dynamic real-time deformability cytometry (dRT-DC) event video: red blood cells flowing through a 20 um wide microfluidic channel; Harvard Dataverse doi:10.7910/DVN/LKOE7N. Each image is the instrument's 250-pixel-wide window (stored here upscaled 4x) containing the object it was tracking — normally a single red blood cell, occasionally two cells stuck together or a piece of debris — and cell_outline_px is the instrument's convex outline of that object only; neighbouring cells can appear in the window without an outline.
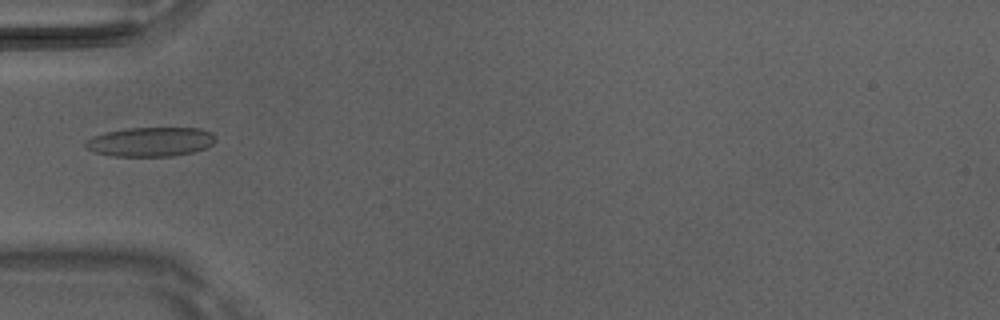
{"species": "Egyptian fruit bat (a non-hibernating species)", "species_latin": "Rousettus aegyptiacus", "temperature_condition": "room temperature", "stored_images_in_passage": 5, "camera_frame_rate_fps": 3000, "um_per_image_px": 0.085, "animal": {"sex": "male"}, "frame": {"image": 1, "passage_image": 4, "time_ms": 1.0, "image_size_px": [1000, 320], "cell_outline_px": [[216, 140], [212, 144], [204, 148], [192, 152], [172, 156], [112, 156], [92, 152], [84, 144], [84, 140], [92, 136], [104, 132], [124, 128], [200, 128], [212, 132]], "centroid_in_image_um": [12.74, 12.05], "position_along_channel_um": 72.3, "area_um2": 22.37}}